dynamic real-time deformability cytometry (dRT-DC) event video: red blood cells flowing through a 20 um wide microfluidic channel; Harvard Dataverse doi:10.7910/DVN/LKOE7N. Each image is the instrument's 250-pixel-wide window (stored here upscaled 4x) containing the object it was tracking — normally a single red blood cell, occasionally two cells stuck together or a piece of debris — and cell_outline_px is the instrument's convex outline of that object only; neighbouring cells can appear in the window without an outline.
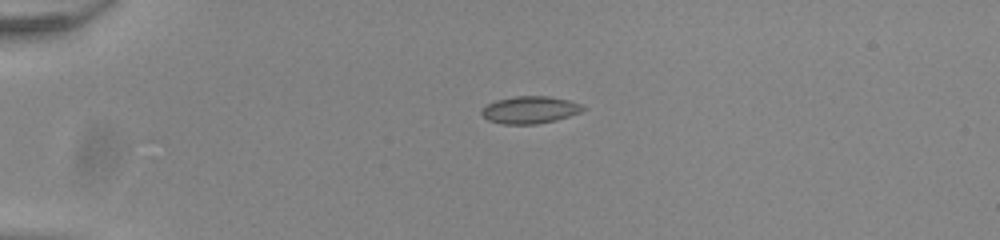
{"species": "common noctule bat (a hibernating species)", "species_latin": "Nyctalus noctula", "temperature_condition": "room temperature", "stored_images_in_passage": 41, "camera_frame_rate_fps": 3000, "um_per_image_px": 0.085, "animal": {"sex": "male", "body_mass_g": 20.0, "forearm_length_mm": 53.3}, "frame": {"image": 1, "passage_image": 1, "time_ms": 0.0, "image_size_px": [1000, 240], "cell_outline_px": [[588, 108], [580, 112], [556, 120], [536, 124], [504, 124], [488, 120], [480, 112], [488, 104], [496, 100], [516, 96], [548, 96], [568, 100], [580, 104]], "centroid_in_image_um": [45.06, 9.34], "position_along_channel_um": 39.9, "area_um2": 15.95}}
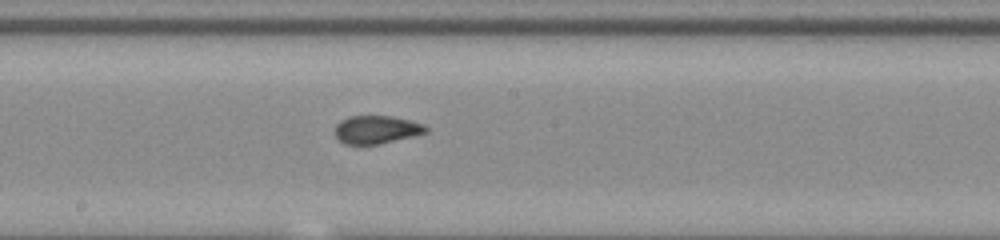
{"frame": {"image": 2, "passage_image": 18, "time_ms": 5.667, "image_size_px": [1000, 240], "cell_outline_px": [[428, 132], [380, 144], [344, 144], [336, 136], [336, 124], [340, 120], [348, 116], [392, 116], [424, 124], [428, 128]], "centroid_in_image_um": [32.0, 11.01], "position_along_channel_um": 216.2, "area_um2": 14.8}}
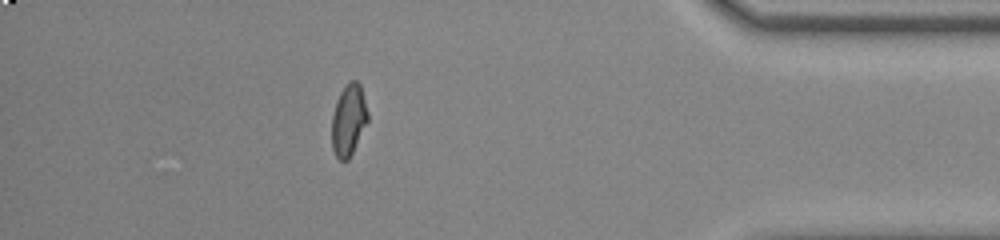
{"frame": {"image": 3, "passage_image": 35, "time_ms": 11.333, "image_size_px": [1000, 240], "cell_outline_px": [[368, 120], [348, 160], [340, 160], [336, 156], [332, 148], [332, 116], [336, 100], [340, 92], [348, 80], [356, 80], [360, 84], [368, 112]], "centroid_in_image_um": [29.62, 10.16], "position_along_channel_um": 405.6, "area_um2": 14.91}, "authors_computed_cell_mechanics": {"area_um2": 15.2592, "velocity_mm_per_s": 3.9554, "shape_relaxation_time_tau1_ms": null, "shape_relaxation_time_tau2_ms": 0.9957, "deformation_change_tau1": null, "deformation_change_tau2": 0.0586}}